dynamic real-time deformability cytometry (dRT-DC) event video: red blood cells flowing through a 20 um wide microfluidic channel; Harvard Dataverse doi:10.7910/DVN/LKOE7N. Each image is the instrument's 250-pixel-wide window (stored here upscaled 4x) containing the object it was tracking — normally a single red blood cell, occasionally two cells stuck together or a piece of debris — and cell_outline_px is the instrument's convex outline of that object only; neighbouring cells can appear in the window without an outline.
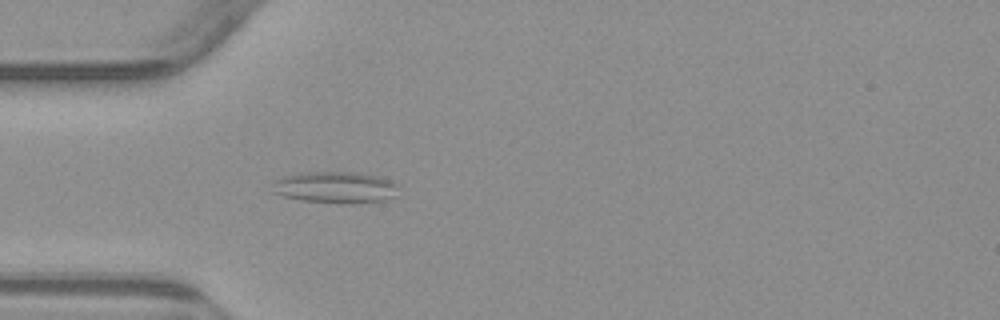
{"species": "common noctule bat (a hibernating species)", "species_latin": "Nyctalus noctula", "temperature_condition": "warm", "stored_images_in_passage": 3, "camera_frame_rate_fps": 3000, "um_per_image_px": 0.085, "animal": {"sex": "male", "body_mass_g": 23.1, "forearm_length_mm": 52.7}, "frame": {"image": 1, "passage_image": 3, "time_ms": 3.333, "image_size_px": [1000, 320], "cell_outline_px": [[400, 184], [396, 196], [384, 200], [352, 204], [304, 200], [284, 196], [272, 192], [276, 180], [284, 176], [304, 172], [356, 172], [376, 176], [392, 180]], "centroid_in_image_um": [28.59, 15.92], "position_along_channel_um": 56.4, "area_um2": 23.18}}